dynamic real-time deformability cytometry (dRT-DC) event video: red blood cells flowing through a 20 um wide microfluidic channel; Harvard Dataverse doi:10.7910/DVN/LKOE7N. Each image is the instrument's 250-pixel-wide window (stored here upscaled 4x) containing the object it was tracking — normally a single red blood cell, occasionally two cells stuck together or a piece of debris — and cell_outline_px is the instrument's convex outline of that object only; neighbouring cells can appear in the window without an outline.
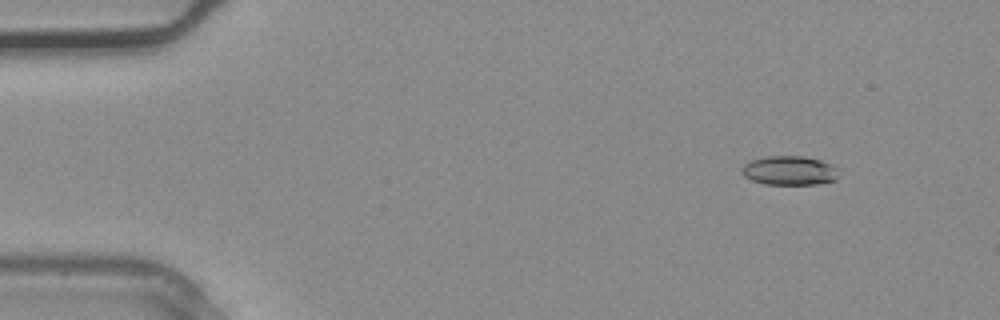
{"species": "common noctule bat (a hibernating species)", "species_latin": "Nyctalus noctula", "temperature_condition": "warm", "stored_images_in_passage": 3, "camera_frame_rate_fps": 3000, "um_per_image_px": 0.085, "animal": {"sex": "male", "body_mass_g": 20.4}, "frame": {"image": 1, "passage_image": 1, "time_ms": 0.0, "image_size_px": [1000, 320], "cell_outline_px": [[836, 180], [816, 184], [764, 184], [752, 180], [744, 176], [740, 172], [740, 168], [744, 164], [752, 160], [764, 156], [804, 156], [820, 160], [832, 164], [836, 168]], "centroid_in_image_um": [67.05, 14.49], "position_along_channel_um": 17.9, "area_um2": 16.47}}